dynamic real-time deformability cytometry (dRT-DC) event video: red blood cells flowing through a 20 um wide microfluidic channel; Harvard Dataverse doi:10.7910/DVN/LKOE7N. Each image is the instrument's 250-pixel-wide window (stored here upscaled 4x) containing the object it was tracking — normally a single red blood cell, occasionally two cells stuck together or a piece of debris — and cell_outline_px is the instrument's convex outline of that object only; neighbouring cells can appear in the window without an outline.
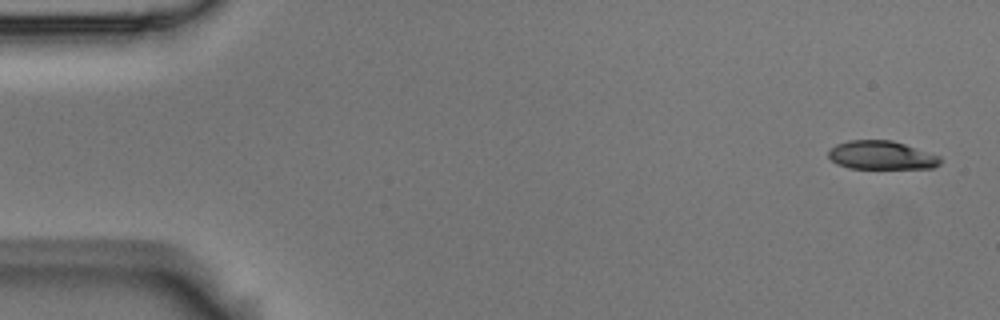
{"species": "Egyptian fruit bat (a non-hibernating species)", "species_latin": "Rousettus aegyptiacus", "temperature_condition": "room temperature", "stored_images_in_passage": 5, "camera_frame_rate_fps": 3000, "um_per_image_px": 0.085, "animal": {"sex": "male"}, "frame": {"image": 1, "passage_image": 1, "time_ms": 0.0, "image_size_px": [1000, 320], "cell_outline_px": [[940, 164], [932, 168], [848, 168], [836, 164], [828, 156], [828, 148], [836, 144], [848, 140], [892, 140], [940, 156]], "centroid_in_image_um": [74.87, 13.19], "position_along_channel_um": 10.1, "area_um2": 18.61}}
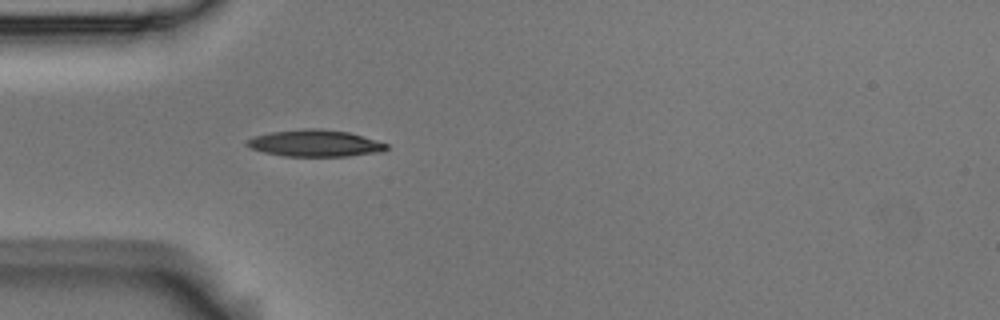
{"frame": {"image": 2, "passage_image": 5, "time_ms": 1.333, "image_size_px": [1000, 320], "cell_outline_px": [[388, 148], [384, 152], [348, 156], [284, 156], [264, 152], [252, 148], [244, 144], [244, 140], [252, 136], [268, 132], [304, 128], [320, 128], [348, 132], [388, 144]], "centroid_in_image_um": [26.74, 12.17], "position_along_channel_um": 58.3, "area_um2": 21.96}}